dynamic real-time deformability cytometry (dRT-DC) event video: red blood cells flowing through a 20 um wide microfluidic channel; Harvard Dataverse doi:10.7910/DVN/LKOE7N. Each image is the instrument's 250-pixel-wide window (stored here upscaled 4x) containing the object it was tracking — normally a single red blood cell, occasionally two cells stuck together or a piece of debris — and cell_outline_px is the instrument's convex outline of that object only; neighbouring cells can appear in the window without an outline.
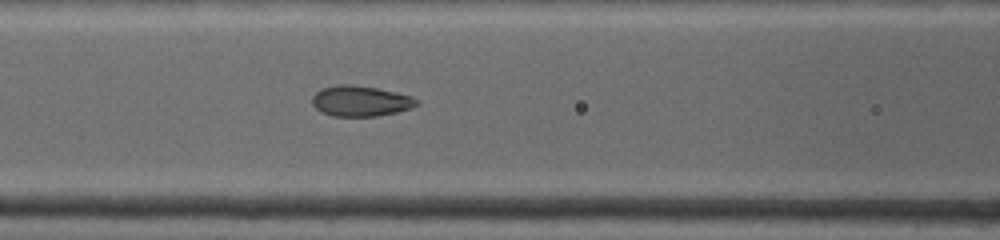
{"species": "common noctule bat (a hibernating species)", "species_latin": "Nyctalus noctula", "temperature_condition": "warm", "stored_images_in_passage": 6, "camera_frame_rate_fps": 4500, "um_per_image_px": 0.085, "animal": {"sex": "female", "body_mass_g": 19.0, "forearm_length_mm": 53.3}, "frame": {"image": 1, "passage_image": 6, "time_ms": 4.0, "image_size_px": [1000, 240], "cell_outline_px": [[420, 104], [412, 108], [396, 112], [376, 116], [332, 116], [320, 112], [312, 104], [312, 96], [320, 88], [340, 84], [352, 84], [376, 88], [396, 92], [412, 96], [420, 100]], "centroid_in_image_um": [30.65, 8.58], "position_along_channel_um": 135.9, "area_um2": 18.84}}